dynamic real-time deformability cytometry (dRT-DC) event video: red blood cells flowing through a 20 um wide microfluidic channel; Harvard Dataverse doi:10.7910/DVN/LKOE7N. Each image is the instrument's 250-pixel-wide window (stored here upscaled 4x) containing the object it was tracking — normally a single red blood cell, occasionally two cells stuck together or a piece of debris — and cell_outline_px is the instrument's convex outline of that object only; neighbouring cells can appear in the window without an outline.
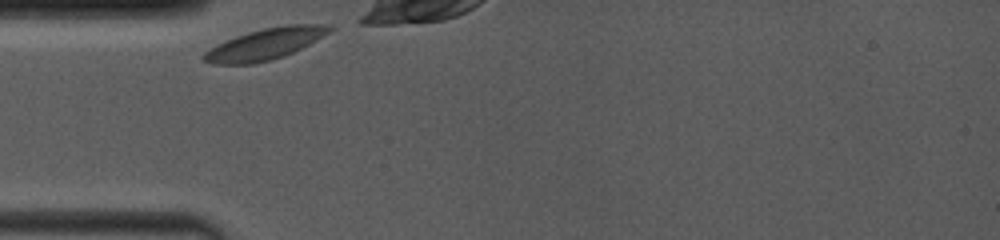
{"species": "common noctule bat (a hibernating species)", "species_latin": "Nyctalus noctula", "temperature_condition": "room temperature", "stored_images_in_passage": 3, "camera_frame_rate_fps": 4000, "um_per_image_px": 0.085, "animal": {"sex": "female", "body_mass_g": 19.0, "forearm_length_mm": 53.3}, "frame": {"image": 1, "passage_image": 1, "time_ms": 0.0, "image_size_px": [1000, 240], "cell_outline_px": [[332, 28], [328, 32], [316, 40], [284, 56], [272, 60], [252, 64], [216, 64], [200, 60], [200, 56], [204, 52], [236, 36], [248, 32], [264, 28], [288, 24], [328, 24]], "centroid_in_image_um": [22.51, 3.75], "position_along_channel_um": 62.5, "area_um2": 22.54}}
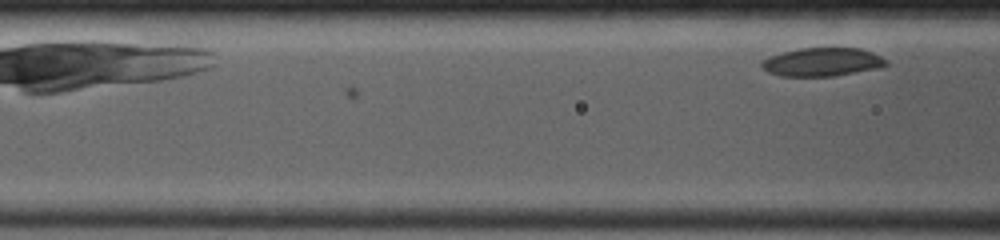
{"frame": {"image": 2, "passage_image": 3, "time_ms": 1.0, "image_size_px": [1000, 240], "cell_outline_px": [[888, 64], [884, 68], [832, 76], [780, 76], [768, 72], [760, 64], [760, 60], [768, 56], [800, 48], [860, 48], [872, 52], [888, 60]], "centroid_in_image_um": [69.92, 5.27], "position_along_channel_um": 96.7, "area_um2": 20.87}}